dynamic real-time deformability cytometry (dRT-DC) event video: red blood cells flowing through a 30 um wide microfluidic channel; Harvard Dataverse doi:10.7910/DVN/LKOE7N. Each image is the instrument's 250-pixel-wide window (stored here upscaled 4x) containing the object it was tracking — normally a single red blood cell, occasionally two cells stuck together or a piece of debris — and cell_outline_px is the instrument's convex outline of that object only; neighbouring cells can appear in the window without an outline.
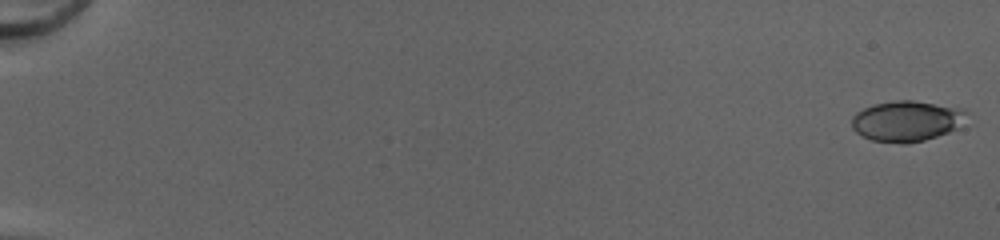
{"species": "common noctule bat (a hibernating species)", "species_latin": "Nyctalus noctula", "temperature_condition": "cold", "stored_images_in_passage": 51, "camera_frame_rate_fps": 3000, "um_per_image_px": 0.085, "animal": {"sex": "female", "body_mass_g": 20.0, "forearm_length_mm": 54.0}, "frame": {"image": 1, "passage_image": 1, "time_ms": 0.0, "image_size_px": [1000, 240], "cell_outline_px": [[968, 112], [964, 128], [924, 140], [908, 144], [904, 144], [872, 140], [856, 132], [852, 128], [852, 116], [856, 112], [872, 104], [896, 100], [912, 100], [964, 108]], "centroid_in_image_um": [77.15, 10.29], "position_along_channel_um": 7.9, "area_um2": 27.8}}
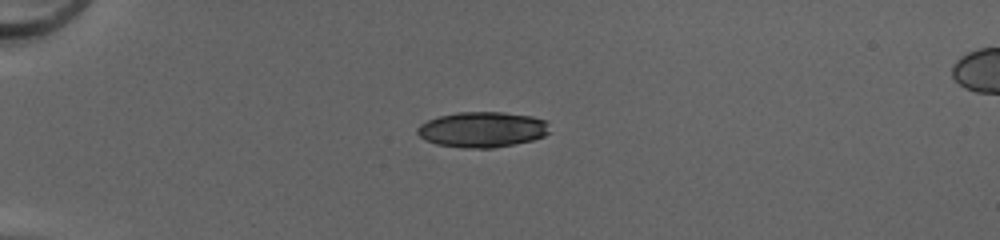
{"frame": {"image": 2, "passage_image": 15, "time_ms": 4.667, "image_size_px": [1000, 240], "cell_outline_px": [[552, 132], [544, 136], [532, 140], [492, 148], [468, 148], [436, 144], [420, 136], [416, 132], [416, 128], [420, 124], [428, 120], [440, 116], [456, 112], [504, 112], [532, 116], [544, 120]], "centroid_in_image_um": [41.01, 11.0], "position_along_channel_um": 44.0, "area_um2": 27.28}}